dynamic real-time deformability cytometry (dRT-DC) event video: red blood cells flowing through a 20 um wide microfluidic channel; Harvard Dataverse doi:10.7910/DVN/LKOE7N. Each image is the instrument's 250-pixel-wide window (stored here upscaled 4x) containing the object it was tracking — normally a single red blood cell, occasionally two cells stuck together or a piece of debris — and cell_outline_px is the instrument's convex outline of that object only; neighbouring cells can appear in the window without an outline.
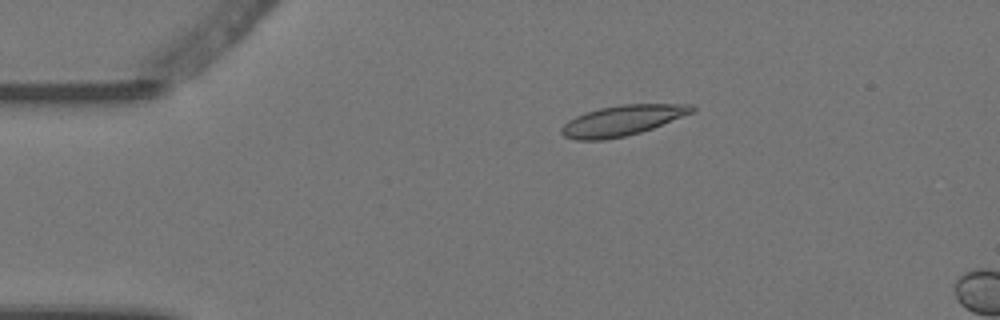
{"species": "Egyptian fruit bat (a non-hibernating species)", "species_latin": "Rousettus aegyptiacus", "temperature_condition": "warm", "stored_images_in_passage": 2, "camera_frame_rate_fps": 3000, "um_per_image_px": 0.085, "animal": {"sex": "female"}, "frame": {"image": 1, "passage_image": 1, "time_ms": 0.0, "image_size_px": [1000, 320], "cell_outline_px": [[696, 112], [652, 128], [640, 132], [624, 136], [604, 140], [576, 140], [564, 136], [560, 132], [560, 128], [568, 120], [584, 112], [600, 108], [620, 104], [692, 104], [696, 108]], "centroid_in_image_um": [52.9, 10.23], "position_along_channel_um": 32.1, "area_um2": 23.24}}